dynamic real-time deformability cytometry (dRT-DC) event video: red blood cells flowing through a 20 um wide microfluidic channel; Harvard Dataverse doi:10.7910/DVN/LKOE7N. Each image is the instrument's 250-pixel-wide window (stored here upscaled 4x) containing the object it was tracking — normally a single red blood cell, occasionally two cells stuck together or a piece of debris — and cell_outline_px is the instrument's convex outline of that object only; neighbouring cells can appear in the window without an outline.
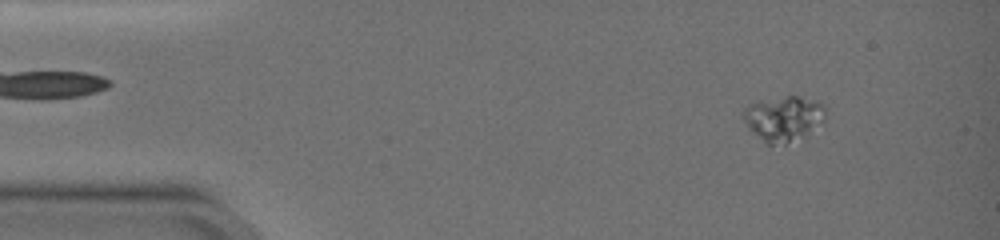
{"species": "common noctule bat (a hibernating species)", "species_latin": "Nyctalus noctula", "temperature_condition": "warm", "stored_images_in_passage": 48, "camera_frame_rate_fps": 3000, "um_per_image_px": 0.085, "animal": {"sex": "female", "body_mass_g": 19.0, "forearm_length_mm": 51.5}, "frame": {"image": 1, "passage_image": 2, "time_ms": 0.333, "image_size_px": [1000, 240], "cell_outline_px": [[824, 124], [804, 136], [784, 144], [768, 144], [752, 132], [748, 128], [740, 116], [744, 108], [748, 104], [784, 96], [796, 96], [816, 100], [824, 104]], "centroid_in_image_um": [66.6, 10.07], "position_along_channel_um": 18.4, "area_um2": 21.73}}
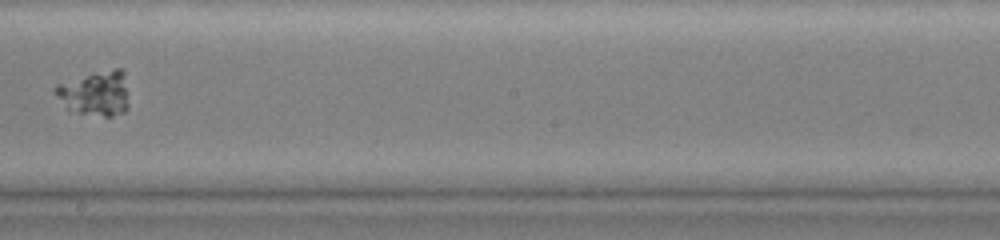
{"frame": {"image": 2, "passage_image": 27, "time_ms": 9.333, "image_size_px": [1000, 240], "cell_outline_px": [[128, 108], [124, 112], [112, 116], [104, 116], [80, 112], [68, 108], [52, 92], [52, 88], [56, 84], [92, 72], [116, 68], [120, 68], [124, 72], [128, 104]], "centroid_in_image_um": [8.09, 7.9], "position_along_channel_um": 240.1, "area_um2": 19.19}}
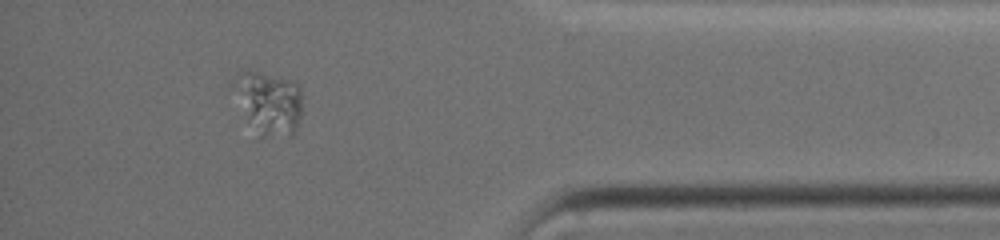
{"frame": {"image": 3, "passage_image": 43, "time_ms": 14.667, "image_size_px": [1000, 240], "cell_outline_px": [[300, 116], [296, 132], [264, 136], [260, 136], [248, 120], [228, 88], [228, 84], [244, 68], [280, 76], [292, 80], [300, 88]], "centroid_in_image_um": [22.74, 8.63], "position_along_channel_um": 412.5, "area_um2": 25.49}}